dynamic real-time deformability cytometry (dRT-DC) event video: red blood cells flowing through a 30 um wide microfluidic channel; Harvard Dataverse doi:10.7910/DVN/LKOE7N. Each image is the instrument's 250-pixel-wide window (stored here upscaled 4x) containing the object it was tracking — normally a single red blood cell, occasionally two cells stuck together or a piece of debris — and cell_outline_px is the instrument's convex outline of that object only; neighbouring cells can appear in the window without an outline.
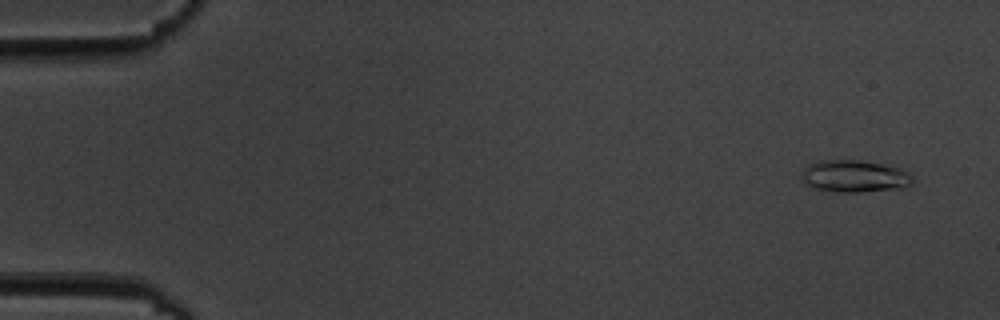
{"species": "common noctule bat (a hibernating species)", "species_latin": "Nyctalus noctula", "temperature_condition": "cold", "stored_images_in_passage": 6, "camera_frame_rate_fps": 3000, "um_per_image_px": 0.085, "animal": {"sex": "male", "body_mass_g": 19.5, "forearm_length_mm": 54.6}, "frame": {"image": 1, "passage_image": 2, "time_ms": 1.0, "image_size_px": [1000, 320], "cell_outline_px": [[912, 184], [904, 188], [860, 192], [836, 192], [812, 188], [800, 176], [804, 168], [808, 164], [820, 160], [860, 160], [900, 168], [908, 172], [912, 176]], "centroid_in_image_um": [72.63, 14.98], "position_along_channel_um": 12.4, "area_um2": 20.87}}